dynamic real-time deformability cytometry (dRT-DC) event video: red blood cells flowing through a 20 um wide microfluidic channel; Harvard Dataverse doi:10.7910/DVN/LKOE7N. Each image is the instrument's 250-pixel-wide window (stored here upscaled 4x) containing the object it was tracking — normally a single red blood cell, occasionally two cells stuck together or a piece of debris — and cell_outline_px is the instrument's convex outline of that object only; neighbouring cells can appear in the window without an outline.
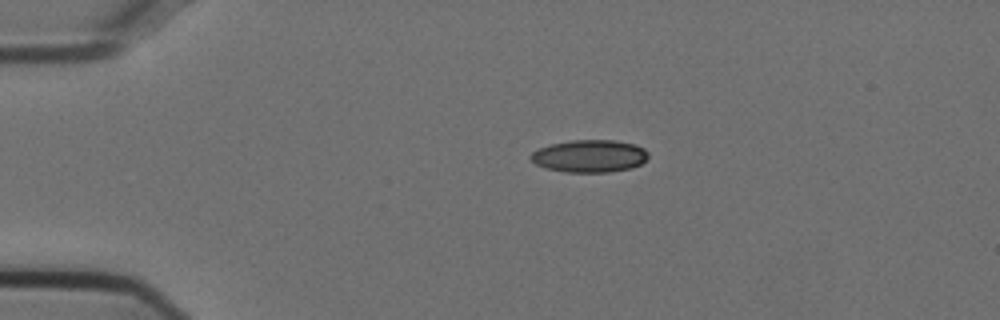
{"species": "Egyptian fruit bat (a non-hibernating species)", "species_latin": "Rousettus aegyptiacus", "temperature_condition": "cold", "stored_images_in_passage": 43, "camera_frame_rate_fps": 3000, "um_per_image_px": 0.085, "animal": {"sex": "female"}, "frame": {"image": 1, "passage_image": 1, "time_ms": 0.0, "image_size_px": [1000, 320], "cell_outline_px": [[648, 156], [640, 164], [632, 168], [608, 172], [564, 172], [544, 168], [536, 164], [528, 156], [532, 152], [540, 148], [552, 144], [572, 140], [616, 140], [636, 144], [644, 148], [648, 152]], "centroid_in_image_um": [50.12, 13.26], "position_along_channel_um": 34.9, "area_um2": 22.31}}
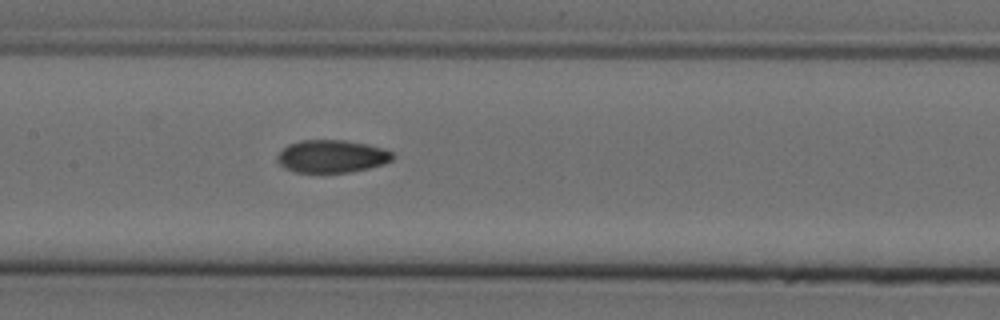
{"frame": {"image": 2, "passage_image": 16, "time_ms": 5.0, "image_size_px": [1000, 320], "cell_outline_px": [[396, 156], [392, 160], [384, 164], [368, 168], [348, 172], [296, 172], [284, 168], [276, 160], [276, 156], [288, 144], [300, 140], [344, 140], [368, 144], [384, 148], [392, 152]], "centroid_in_image_um": [28.21, 13.28], "position_along_channel_um": 179.2, "area_um2": 22.08}}
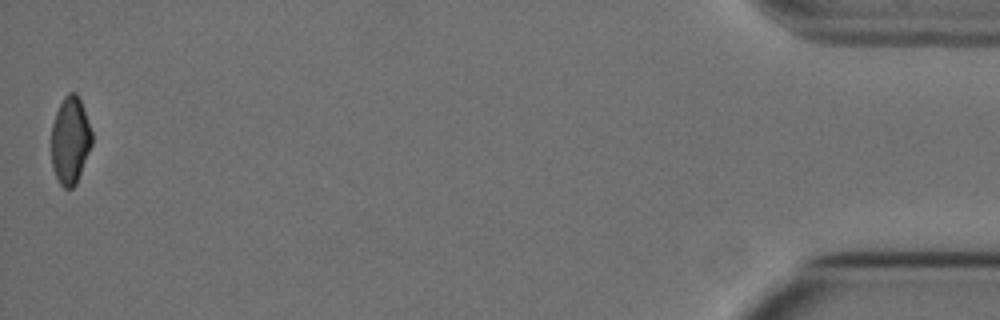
{"frame": {"image": 3, "passage_image": 43, "time_ms": 14.0, "image_size_px": [1000, 320], "cell_outline_px": [[92, 144], [76, 184], [72, 188], [64, 188], [60, 184], [52, 168], [52, 124], [56, 112], [64, 96], [68, 92], [76, 92], [80, 100], [92, 132]], "centroid_in_image_um": [5.97, 11.93], "position_along_channel_um": 429.2, "area_um2": 20.46}, "authors_computed_cell_mechanics": {"area_um2": 22.4264, "velocity_mm_per_s": 3.7687, "shape_relaxation_time_tau1_ms": null, "shape_relaxation_time_tau2_ms": 2.6486, "deformation_change_tau1": null, "deformation_change_tau2": 0.0762}}